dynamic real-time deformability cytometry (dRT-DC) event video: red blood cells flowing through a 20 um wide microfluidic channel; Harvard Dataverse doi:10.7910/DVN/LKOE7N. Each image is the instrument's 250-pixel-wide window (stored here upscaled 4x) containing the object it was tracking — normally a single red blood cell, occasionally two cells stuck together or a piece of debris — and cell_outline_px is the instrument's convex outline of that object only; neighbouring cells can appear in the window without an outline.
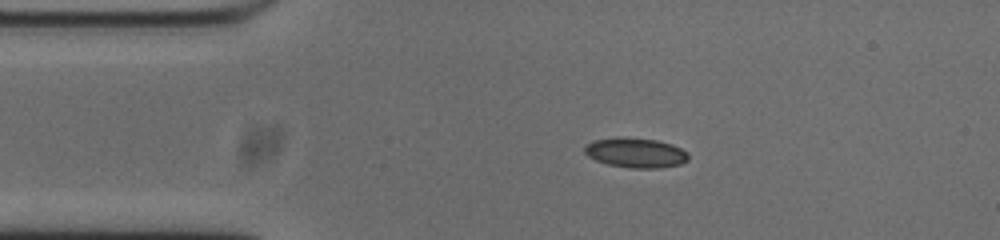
{"species": "common noctule bat (a hibernating species)", "species_latin": "Nyctalus noctula", "temperature_condition": "cold", "stored_images_in_passage": 44, "camera_frame_rate_fps": 3000, "um_per_image_px": 0.085, "animal": {"sex": "male", "body_mass_g": 20.0, "forearm_length_mm": 53.3}, "frame": {"image": 1, "passage_image": 1, "time_ms": 0.0, "image_size_px": [1000, 240], "cell_outline_px": [[688, 160], [680, 164], [656, 168], [632, 168], [608, 164], [596, 160], [588, 156], [584, 152], [584, 148], [588, 144], [596, 140], [656, 140], [672, 144], [680, 148], [688, 156]], "centroid_in_image_um": [54.06, 13.04], "position_along_channel_um": 30.9, "area_um2": 16.94}}
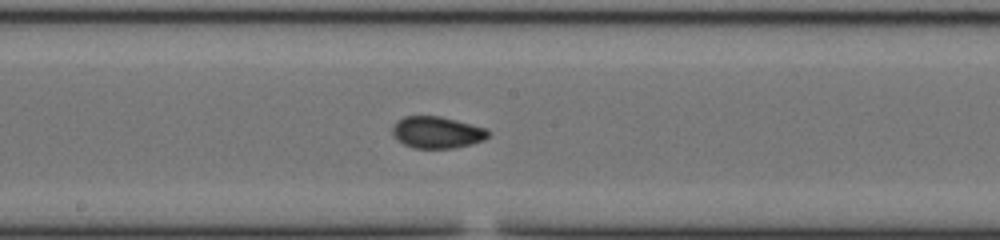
{"frame": {"image": 2, "passage_image": 18, "time_ms": 5.667, "image_size_px": [1000, 240], "cell_outline_px": [[488, 136], [484, 140], [472, 144], [452, 148], [412, 148], [404, 144], [392, 132], [392, 128], [396, 120], [404, 116], [440, 116], [488, 128]], "centroid_in_image_um": [37.16, 11.24], "position_along_channel_um": 211.0, "area_um2": 17.69}}
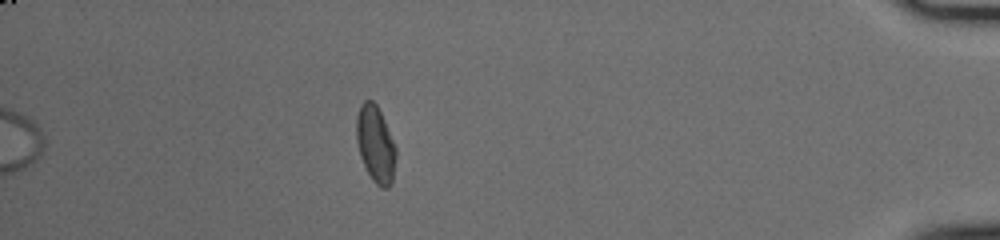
{"frame": {"image": 3, "passage_image": 38, "time_ms": 12.333, "image_size_px": [1000, 240], "cell_outline_px": [[396, 156], [392, 180], [388, 188], [380, 188], [372, 180], [360, 156], [356, 140], [356, 116], [360, 104], [364, 100], [372, 100], [376, 104], [384, 120], [396, 148]], "centroid_in_image_um": [31.9, 12.24], "position_along_channel_um": 403.3, "area_um2": 17.57}, "authors_computed_cell_mechanics": {"area_um2": 17.1666, "velocity_mm_per_s": 3.7554, "shape_relaxation_time_tau1_ms": null, "shape_relaxation_time_tau2_ms": 1.7039, "deformation_change_tau1": null, "deformation_change_tau2": 0.0459}}